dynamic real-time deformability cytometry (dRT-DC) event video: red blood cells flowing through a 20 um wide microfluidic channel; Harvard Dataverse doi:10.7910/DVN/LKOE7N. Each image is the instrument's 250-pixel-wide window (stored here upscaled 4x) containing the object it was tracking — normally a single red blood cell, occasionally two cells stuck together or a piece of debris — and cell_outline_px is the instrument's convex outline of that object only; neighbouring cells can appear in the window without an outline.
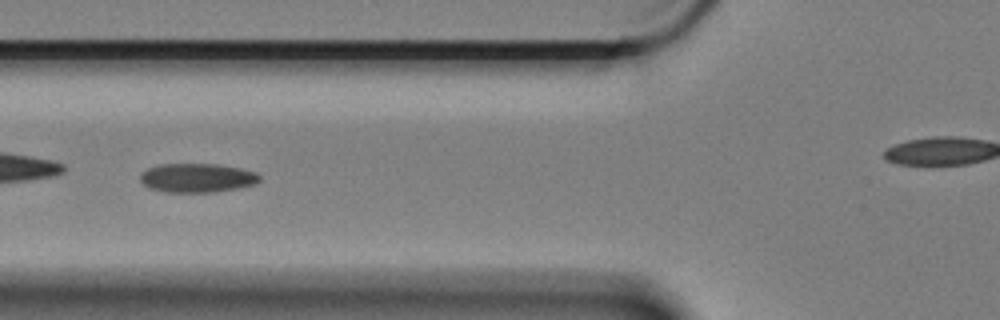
{"species": "Egyptian fruit bat (a non-hibernating species)", "species_latin": "Rousettus aegyptiacus", "temperature_condition": "cold", "stored_images_in_passage": 22, "camera_frame_rate_fps": 3000, "um_per_image_px": 0.085, "animal": {"sex": "female"}, "frame": {"image": 1, "passage_image": 4, "time_ms": 1.0, "image_size_px": [1000, 320], "cell_outline_px": [[260, 180], [256, 184], [236, 188], [212, 192], [164, 192], [148, 188], [140, 180], [140, 176], [148, 168], [160, 164], [216, 164], [244, 168], [256, 172], [260, 176]], "centroid_in_image_um": [16.78, 15.11], "position_along_channel_um": 109.0, "area_um2": 20.23}}